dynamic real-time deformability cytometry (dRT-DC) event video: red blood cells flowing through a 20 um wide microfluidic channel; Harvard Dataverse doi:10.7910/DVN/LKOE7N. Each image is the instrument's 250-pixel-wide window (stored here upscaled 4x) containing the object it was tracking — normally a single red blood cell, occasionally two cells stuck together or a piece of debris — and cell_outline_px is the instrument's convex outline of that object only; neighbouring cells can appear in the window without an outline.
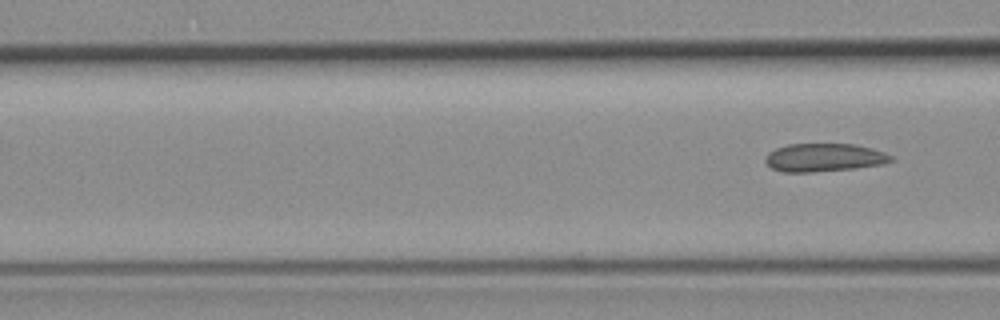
{"species": "common noctule bat (a hibernating species)", "species_latin": "Nyctalus noctula", "temperature_condition": "room temperature", "stored_images_in_passage": 5, "segment_of_instrument_passage": [2, 2], "camera_frame_rate_fps": 3000, "um_per_image_px": 0.085, "animal": {"sex": "female", "body_mass_g": 19.3, "forearm_length_mm": 54.1}, "frame": {"image": 1, "passage_image": 5, "time_ms": 7.333, "image_size_px": [1000, 320], "cell_outline_px": [[896, 160], [884, 164], [852, 168], [812, 172], [780, 172], [772, 168], [764, 160], [768, 152], [776, 148], [788, 144], [856, 144], [872, 148], [884, 152], [892, 156]], "centroid_in_image_um": [70.06, 13.39], "position_along_channel_um": 96.5, "area_um2": 20.69}}